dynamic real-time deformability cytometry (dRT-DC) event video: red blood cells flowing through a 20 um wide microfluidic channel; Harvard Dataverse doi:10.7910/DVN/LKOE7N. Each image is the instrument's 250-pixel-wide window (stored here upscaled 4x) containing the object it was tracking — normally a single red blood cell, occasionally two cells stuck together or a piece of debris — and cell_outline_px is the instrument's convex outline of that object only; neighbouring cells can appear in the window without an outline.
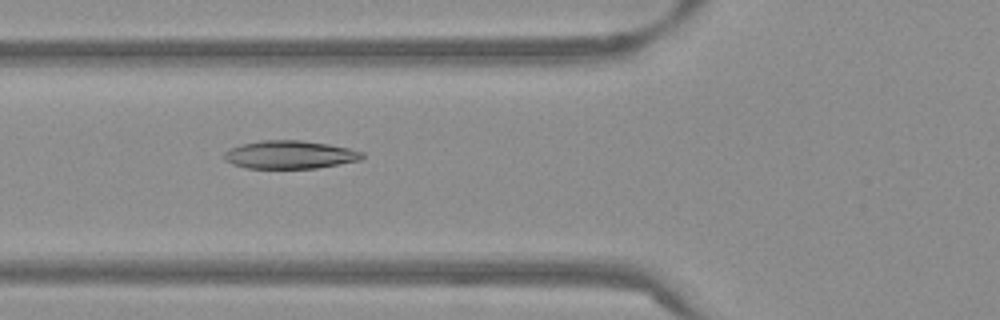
{"species": "Egyptian fruit bat (a non-hibernating species)", "species_latin": "Rousettus aegyptiacus", "temperature_condition": "warm", "stored_images_in_passage": 53, "camera_frame_rate_fps": 3000, "um_per_image_px": 0.085, "frame": {"image": 1, "passage_image": 20, "time_ms": 6.333, "image_size_px": [1000, 320], "cell_outline_px": [[364, 156], [360, 160], [316, 168], [244, 168], [232, 164], [224, 160], [224, 152], [232, 148], [244, 144], [260, 140], [300, 140], [328, 144], [348, 148], [364, 152]], "centroid_in_image_um": [24.63, 13.15], "position_along_channel_um": 101.2, "area_um2": 22.48}}
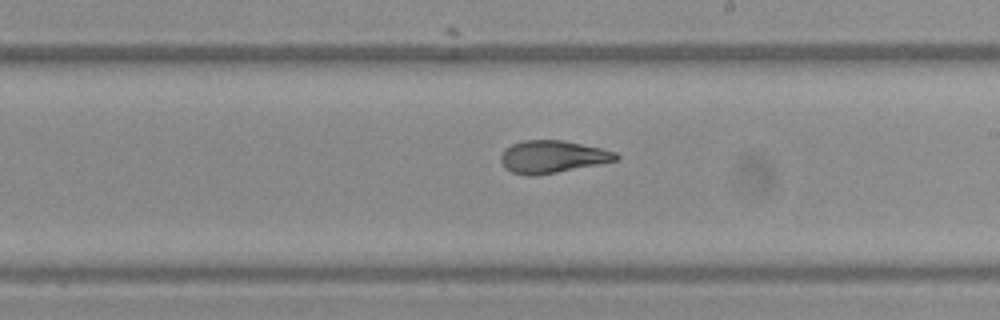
{"frame": {"image": 2, "passage_image": 31, "time_ms": 10.0, "image_size_px": [1000, 320], "cell_outline_px": [[620, 156], [616, 160], [556, 172], [528, 176], [512, 172], [504, 168], [500, 160], [500, 156], [504, 148], [512, 144], [524, 140], [560, 140], [600, 148], [616, 152]], "centroid_in_image_um": [46.89, 13.31], "position_along_channel_um": 242.1, "area_um2": 21.44}}
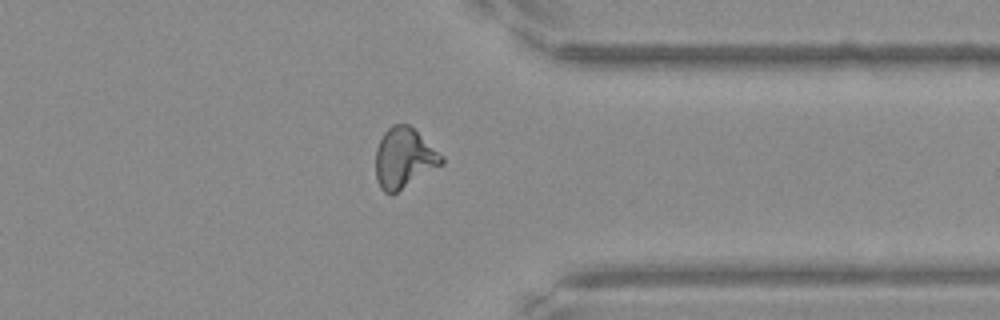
{"frame": {"image": 3, "passage_image": 42, "time_ms": 13.667, "image_size_px": [1000, 320], "cell_outline_px": [[444, 164], [392, 196], [384, 192], [380, 188], [376, 176], [376, 148], [384, 132], [392, 124], [408, 124], [444, 156]], "centroid_in_image_um": [34.35, 13.47], "position_along_channel_um": 377.0, "area_um2": 23.35}, "authors_computed_cell_mechanics": {"area_um2": 22.7154, "velocity_mm_per_s": 3.8309, "shape_relaxation_time_tau1_ms": 10.1503, "shape_relaxation_time_tau2_ms": 1.6995, "deformation_change_tau1": 0.2826, "deformation_change_tau2": 0.0869}}